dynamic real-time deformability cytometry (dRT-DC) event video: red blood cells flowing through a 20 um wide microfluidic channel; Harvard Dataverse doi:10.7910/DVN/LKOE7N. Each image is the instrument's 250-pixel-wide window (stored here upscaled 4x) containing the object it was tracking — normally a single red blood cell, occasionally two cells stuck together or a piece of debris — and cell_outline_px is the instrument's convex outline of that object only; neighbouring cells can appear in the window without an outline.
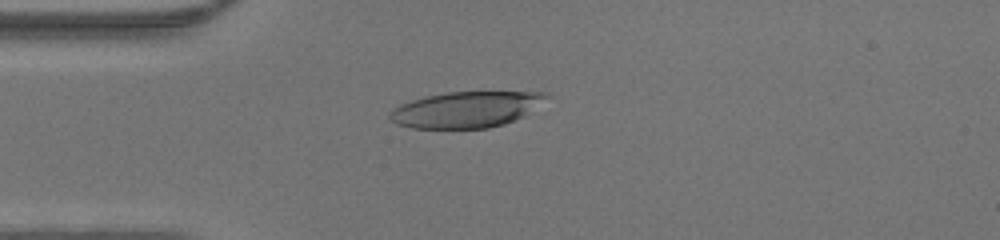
{"species": "human", "species_latin": "Homo sapiens", "temperature_condition": "warm", "stored_images_in_passage": 46, "camera_frame_rate_fps": 3000, "um_per_image_px": 0.085, "donor": {"sex": "male"}, "frame": {"image": 1, "passage_image": 12, "time_ms": 3.667, "image_size_px": [1000, 240], "cell_outline_px": [[552, 96], [524, 116], [504, 124], [488, 128], [412, 128], [396, 124], [388, 116], [388, 112], [392, 108], [400, 104], [424, 96], [448, 92], [548, 92]], "centroid_in_image_um": [39.63, 9.3], "position_along_channel_um": 45.4, "area_um2": 33.0}}
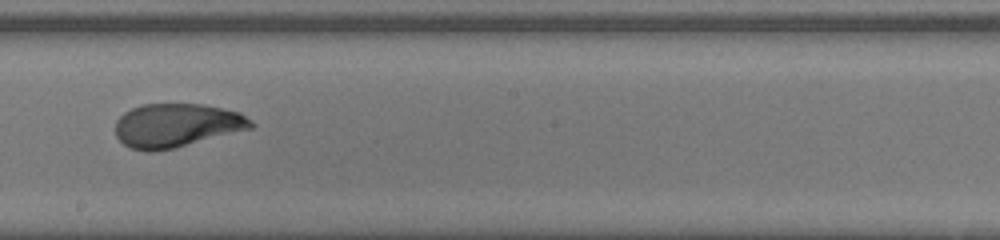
{"frame": {"image": 2, "passage_image": 26, "time_ms": 8.333, "image_size_px": [1000, 240], "cell_outline_px": [[256, 124], [252, 128], [156, 152], [144, 152], [128, 148], [116, 136], [116, 120], [124, 112], [140, 104], [204, 104], [240, 112], [252, 120]], "centroid_in_image_um": [14.99, 10.65], "position_along_channel_um": 233.2, "area_um2": 34.62}}
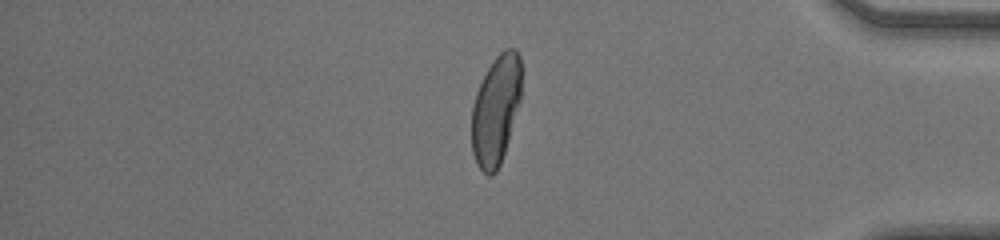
{"frame": {"image": 3, "passage_image": 39, "time_ms": 12.667, "image_size_px": [1000, 240], "cell_outline_px": [[524, 72], [520, 100], [508, 140], [500, 164], [496, 172], [492, 176], [488, 176], [476, 164], [472, 152], [472, 104], [476, 92], [488, 68], [496, 56], [504, 48], [516, 48], [520, 56]], "centroid_in_image_um": [42.18, 9.29], "position_along_channel_um": 393.0, "area_um2": 32.08}}